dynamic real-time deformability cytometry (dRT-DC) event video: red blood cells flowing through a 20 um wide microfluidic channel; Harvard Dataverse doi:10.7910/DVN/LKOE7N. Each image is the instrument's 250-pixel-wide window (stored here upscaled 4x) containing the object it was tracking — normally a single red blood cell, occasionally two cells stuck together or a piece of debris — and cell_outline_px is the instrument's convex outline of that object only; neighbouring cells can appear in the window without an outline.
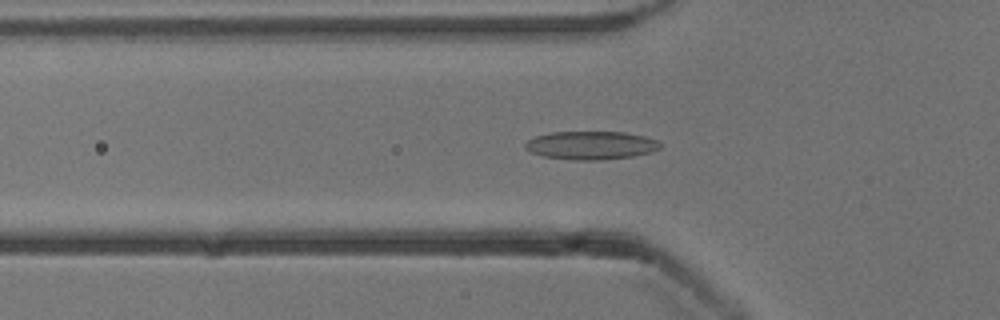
{"species": "common noctule bat (a hibernating species)", "species_latin": "Nyctalus noctula", "temperature_condition": "cold", "stored_images_in_passage": 52, "camera_frame_rate_fps": 3000, "um_per_image_px": 0.085, "animal": {"sex": "male", "body_mass_g": 13.3}, "frame": {"image": 1, "passage_image": 17, "time_ms": 5.333, "image_size_px": [1000, 320], "cell_outline_px": [[660, 148], [652, 152], [632, 156], [600, 160], [572, 160], [544, 156], [532, 152], [524, 148], [524, 144], [528, 140], [536, 136], [552, 132], [624, 132], [644, 136], [656, 140], [660, 144]], "centroid_in_image_um": [50.23, 12.35], "position_along_channel_um": 75.6, "area_um2": 22.14}}
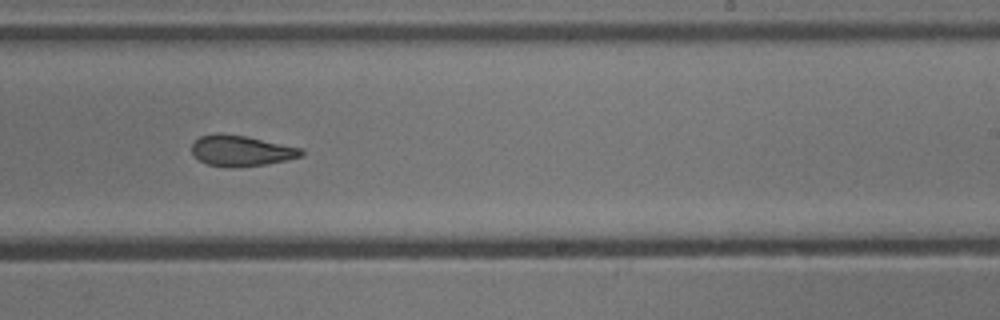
{"frame": {"image": 2, "passage_image": 32, "time_ms": 10.333, "image_size_px": [1000, 320], "cell_outline_px": [[304, 156], [288, 160], [264, 164], [208, 164], [200, 160], [192, 152], [192, 144], [200, 136], [216, 132], [220, 132], [244, 136], [300, 148], [304, 152]], "centroid_in_image_um": [20.51, 12.76], "position_along_channel_um": 268.5, "area_um2": 18.67}}
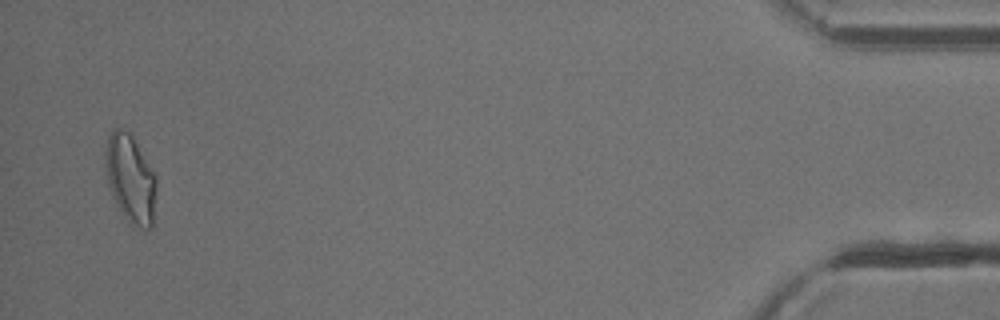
{"frame": {"image": 3, "passage_image": 51, "time_ms": 16.667, "image_size_px": [1000, 320], "cell_outline_px": [[156, 192], [152, 228], [140, 232], [132, 228], [116, 204], [112, 196], [108, 184], [104, 164], [104, 152], [108, 136], [112, 128], [120, 128], [128, 132], [132, 136], [156, 176]], "centroid_in_image_um": [11.07, 15.26], "position_along_channel_um": 424.1, "area_um2": 26.76}, "authors_computed_cell_mechanics": {"area_um2": 20.9236, "velocity_mm_per_s": 3.8466, "shape_relaxation_time_tau1_ms": 11.1014, "shape_relaxation_time_tau2_ms": 2.511, "deformation_change_tau1": 0.2157, "deformation_change_tau2": 0.0996}}